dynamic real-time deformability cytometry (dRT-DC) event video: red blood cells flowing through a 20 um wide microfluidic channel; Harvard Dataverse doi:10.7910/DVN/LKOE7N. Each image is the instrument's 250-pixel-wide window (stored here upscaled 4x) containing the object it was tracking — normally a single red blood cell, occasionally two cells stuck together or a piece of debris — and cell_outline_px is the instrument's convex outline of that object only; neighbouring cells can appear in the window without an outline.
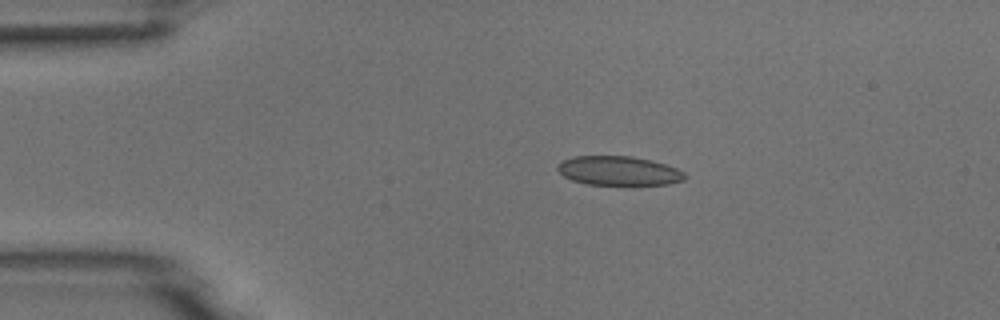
{"species": "common noctule bat (a hibernating species)", "species_latin": "Nyctalus noctula", "temperature_condition": "room temperature", "stored_images_in_passage": 7, "camera_frame_rate_fps": 3000, "um_per_image_px": 0.085, "animal": {"sex": "male", "body_mass_g": 18.8}, "frame": {"image": 1, "passage_image": 4, "time_ms": 3.333, "image_size_px": [1000, 320], "cell_outline_px": [[684, 180], [668, 184], [588, 184], [572, 180], [564, 176], [556, 168], [556, 164], [572, 156], [632, 156], [652, 160], [676, 168], [684, 172]], "centroid_in_image_um": [52.56, 14.5], "position_along_channel_um": 32.4, "area_um2": 21.44}}
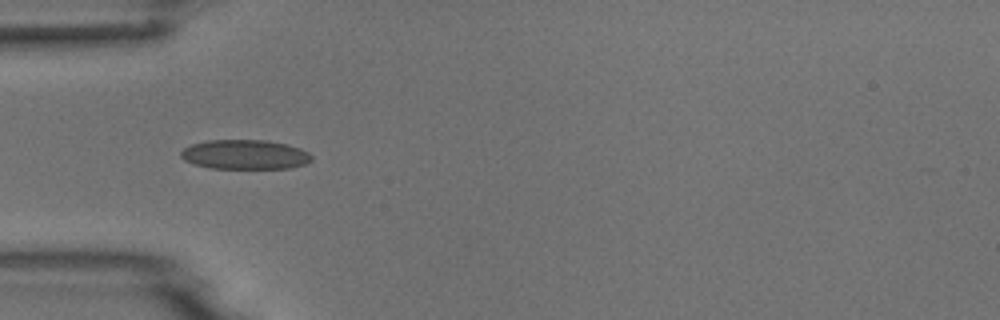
{"frame": {"image": 2, "passage_image": 5, "time_ms": 5.333, "image_size_px": [1000, 320], "cell_outline_px": [[312, 160], [304, 164], [292, 168], [208, 168], [184, 160], [180, 156], [180, 152], [184, 148], [192, 144], [208, 140], [268, 140], [288, 144], [300, 148], [308, 152], [312, 156]], "centroid_in_image_um": [20.83, 13.13], "position_along_channel_um": 64.2, "area_um2": 22.54}}